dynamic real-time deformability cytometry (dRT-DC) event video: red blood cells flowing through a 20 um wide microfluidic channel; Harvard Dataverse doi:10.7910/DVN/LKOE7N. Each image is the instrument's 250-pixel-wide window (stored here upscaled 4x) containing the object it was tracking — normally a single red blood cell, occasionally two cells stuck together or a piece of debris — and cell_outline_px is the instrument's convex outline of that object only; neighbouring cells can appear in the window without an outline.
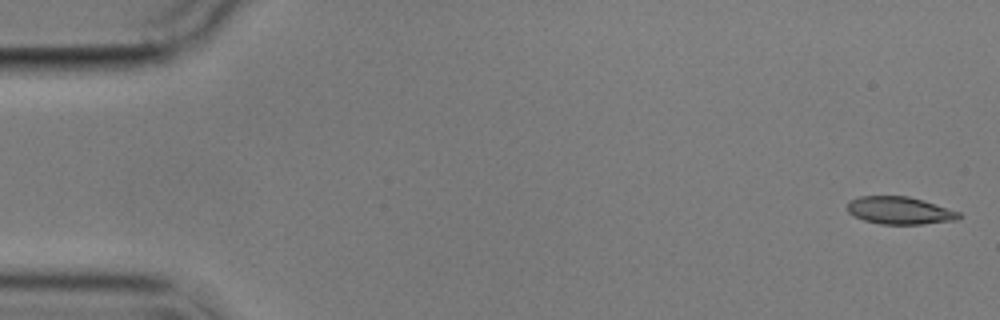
{"species": "common noctule bat (a hibernating species)", "species_latin": "Nyctalus noctula", "temperature_condition": "cold", "stored_images_in_passage": 4, "camera_frame_rate_fps": 3000, "um_per_image_px": 0.085, "animal": {"sex": "male", "body_mass_g": 17.9}, "frame": {"image": 1, "passage_image": 1, "time_ms": 0.0, "image_size_px": [1000, 320], "cell_outline_px": [[964, 216], [956, 220], [920, 224], [880, 224], [864, 220], [848, 212], [848, 200], [860, 196], [908, 196], [960, 212]], "centroid_in_image_um": [76.47, 17.89], "position_along_channel_um": 8.5, "area_um2": 17.74}}
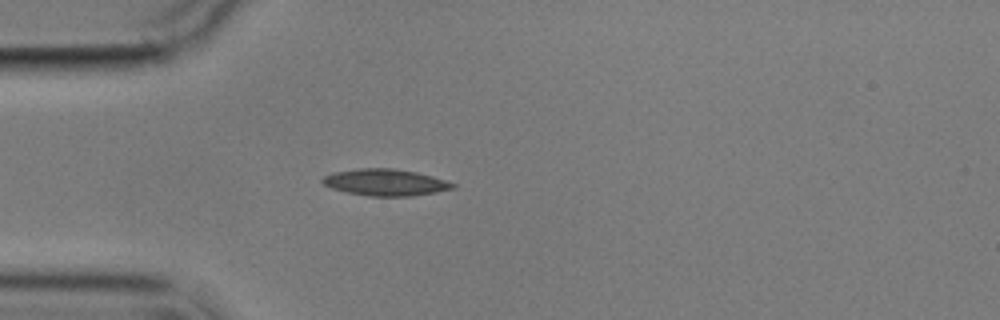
{"frame": {"image": 2, "passage_image": 4, "time_ms": 4.667, "image_size_px": [1000, 320], "cell_outline_px": [[456, 188], [436, 192], [412, 196], [368, 196], [348, 192], [332, 188], [324, 184], [320, 180], [324, 176], [332, 172], [356, 168], [392, 168], [416, 172], [432, 176], [456, 184]], "centroid_in_image_um": [32.75, 15.49], "position_along_channel_um": 52.3, "area_um2": 20.23}}